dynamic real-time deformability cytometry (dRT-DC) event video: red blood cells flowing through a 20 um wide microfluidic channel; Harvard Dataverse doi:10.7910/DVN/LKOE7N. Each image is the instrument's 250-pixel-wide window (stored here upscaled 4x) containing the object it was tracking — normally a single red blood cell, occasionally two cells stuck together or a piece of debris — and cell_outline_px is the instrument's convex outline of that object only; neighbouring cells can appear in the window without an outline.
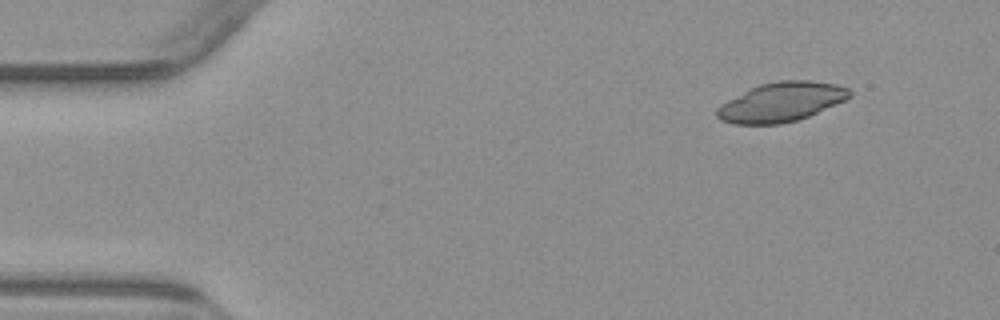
{"species": "common noctule bat (a hibernating species)", "species_latin": "Nyctalus noctula", "temperature_condition": "warm", "stored_images_in_passage": 3, "segment_of_instrument_passage": [2, 2], "camera_frame_rate_fps": 3000, "um_per_image_px": 0.085, "animal": {"sex": "male", "body_mass_g": 23.1, "forearm_length_mm": 52.7}, "frame": {"image": 1, "passage_image": 3, "time_ms": 6.333, "image_size_px": [1000, 320], "cell_outline_px": [[852, 96], [836, 104], [808, 116], [796, 120], [780, 124], [732, 124], [720, 120], [716, 116], [716, 108], [720, 104], [748, 88], [760, 84], [776, 80], [812, 80], [836, 84], [848, 88], [852, 92]], "centroid_in_image_um": [66.37, 8.66], "position_along_channel_um": 18.6, "area_um2": 30.63}}